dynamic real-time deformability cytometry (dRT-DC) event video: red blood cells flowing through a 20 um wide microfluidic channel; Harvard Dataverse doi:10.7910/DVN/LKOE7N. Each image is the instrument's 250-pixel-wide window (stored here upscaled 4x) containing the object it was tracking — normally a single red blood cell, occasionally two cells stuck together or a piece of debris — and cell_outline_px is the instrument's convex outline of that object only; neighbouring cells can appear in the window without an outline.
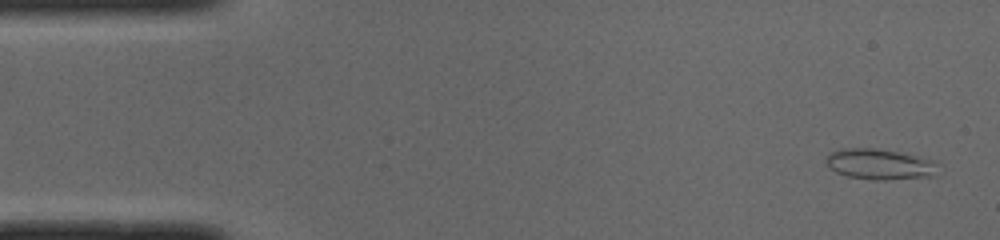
{"species": "common noctule bat (a hibernating species)", "species_latin": "Nyctalus noctula", "temperature_condition": "cold", "stored_images_in_passage": 49, "camera_frame_rate_fps": 3000, "um_per_image_px": 0.085, "animal": {"sex": "male", "body_mass_g": 19.0, "forearm_length_mm": 50.8}, "frame": {"image": 1, "passage_image": 2, "time_ms": 0.333, "image_size_px": [1000, 240], "cell_outline_px": [[932, 176], [884, 180], [876, 180], [848, 176], [836, 172], [828, 164], [828, 156], [832, 152], [844, 148], [872, 148], [896, 152], [912, 156], [932, 164]], "centroid_in_image_um": [74.61, 13.97], "position_along_channel_um": 10.4, "area_um2": 18.61}}
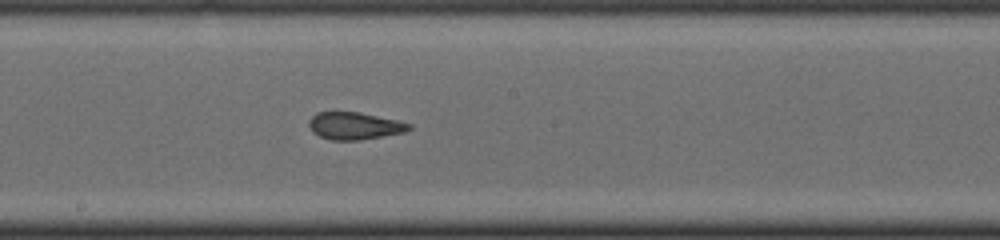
{"frame": {"image": 2, "passage_image": 26, "time_ms": 8.333, "image_size_px": [1000, 240], "cell_outline_px": [[412, 128], [404, 132], [360, 140], [332, 140], [320, 136], [312, 132], [308, 124], [308, 120], [316, 112], [356, 112], [396, 120], [412, 124]], "centroid_in_image_um": [30.1, 10.7], "position_along_channel_um": 218.1, "area_um2": 15.78}}
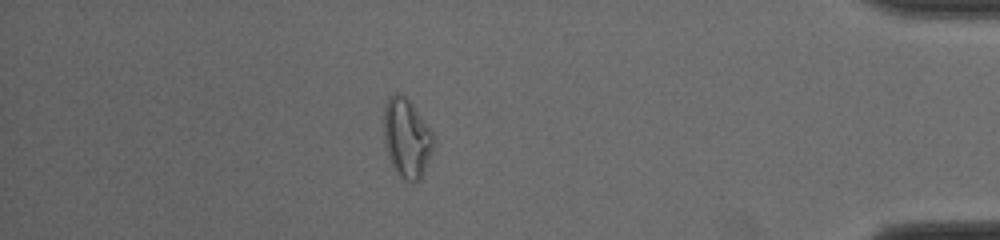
{"frame": {"image": 3, "passage_image": 43, "time_ms": 14.0, "image_size_px": [1000, 240], "cell_outline_px": [[432, 152], [424, 172], [420, 180], [404, 180], [396, 172], [388, 156], [384, 140], [384, 108], [388, 96], [396, 92], [404, 96], [412, 104], [432, 132]], "centroid_in_image_um": [34.55, 11.72], "position_along_channel_um": 400.7, "area_um2": 22.54}, "authors_computed_cell_mechanics": {"area_um2": 16.6464, "velocity_mm_per_s": 4.003, "shape_relaxation_time_tau1_ms": null, "shape_relaxation_time_tau2_ms": 1.3935, "deformation_change_tau1": null, "deformation_change_tau2": 0.0563}}